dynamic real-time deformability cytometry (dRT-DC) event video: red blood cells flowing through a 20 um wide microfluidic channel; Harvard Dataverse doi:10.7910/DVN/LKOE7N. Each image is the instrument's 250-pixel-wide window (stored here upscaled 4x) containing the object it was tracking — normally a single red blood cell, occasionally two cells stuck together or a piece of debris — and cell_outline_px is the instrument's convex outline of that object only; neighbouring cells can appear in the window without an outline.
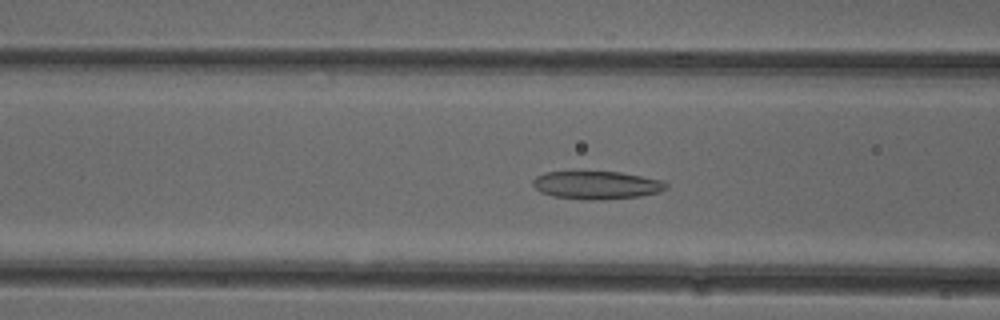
{"species": "common noctule bat (a hibernating species)", "species_latin": "Nyctalus noctula", "temperature_condition": "cold", "stored_images_in_passage": 44, "camera_frame_rate_fps": 3000, "um_per_image_px": 0.085, "animal": {"sex": "female"}, "frame": {"image": 1, "passage_image": 20, "time_ms": 6.333, "image_size_px": [1000, 320], "cell_outline_px": [[668, 188], [660, 192], [640, 196], [604, 200], [584, 200], [552, 196], [540, 192], [532, 184], [532, 180], [536, 176], [548, 172], [620, 172], [660, 180], [668, 184]], "centroid_in_image_um": [50.71, 15.75], "position_along_channel_um": 115.9, "area_um2": 21.79}}
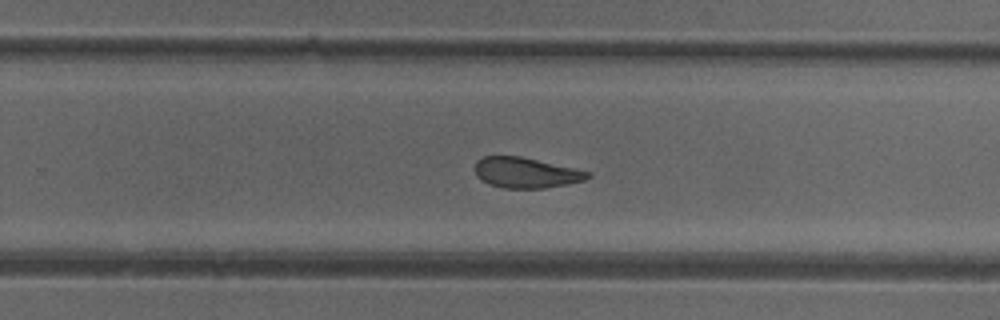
{"frame": {"image": 2, "passage_image": 33, "time_ms": 10.667, "image_size_px": [1000, 320], "cell_outline_px": [[592, 176], [584, 180], [568, 184], [544, 188], [504, 188], [488, 184], [480, 180], [476, 176], [476, 160], [484, 156], [520, 156], [592, 172]], "centroid_in_image_um": [44.7, 14.68], "position_along_channel_um": 285.1, "area_um2": 20.06}}
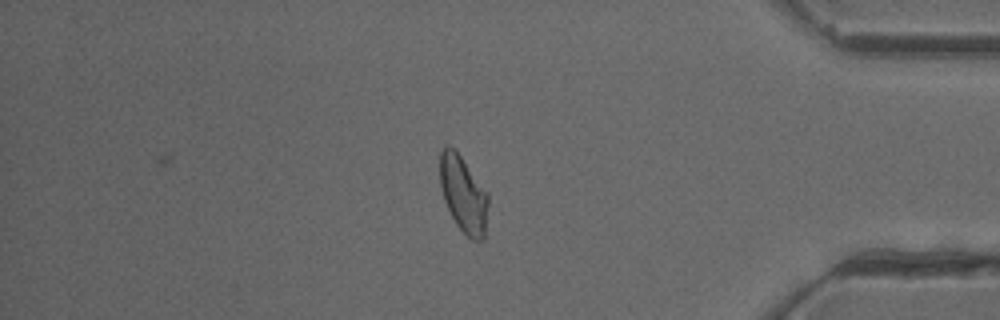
{"frame": {"image": 3, "passage_image": 44, "time_ms": 14.333, "image_size_px": [1000, 320], "cell_outline_px": [[488, 204], [484, 240], [472, 240], [456, 224], [444, 200], [440, 184], [440, 152], [448, 144], [456, 148], [488, 192]], "centroid_in_image_um": [39.39, 16.46], "position_along_channel_um": 395.8, "area_um2": 21.68}, "authors_computed_cell_mechanics": {"area_um2": 21.7617, "velocity_mm_per_s": 3.9039, "shape_relaxation_time_tau1_ms": null, "shape_relaxation_time_tau2_ms": 3.196, "deformation_change_tau1": null, "deformation_change_tau2": 0.111}}